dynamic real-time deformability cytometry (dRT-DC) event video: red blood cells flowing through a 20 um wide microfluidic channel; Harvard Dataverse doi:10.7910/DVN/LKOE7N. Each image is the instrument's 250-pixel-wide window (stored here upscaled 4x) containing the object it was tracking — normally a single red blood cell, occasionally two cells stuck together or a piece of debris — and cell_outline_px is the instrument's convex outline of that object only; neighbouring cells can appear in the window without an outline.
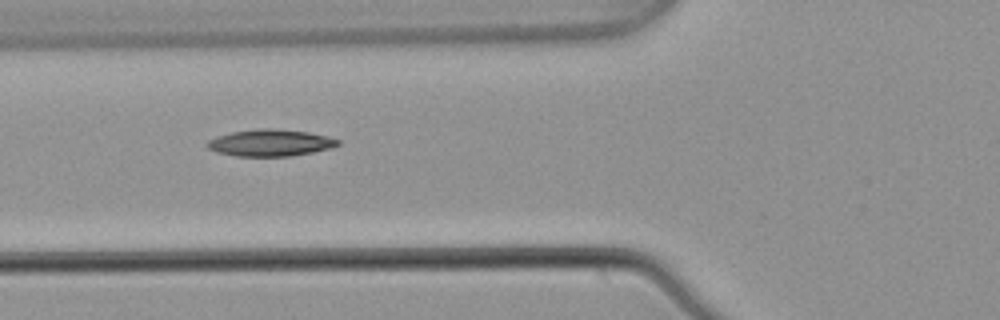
{"species": "common noctule bat (a hibernating species)", "species_latin": "Nyctalus noctula", "temperature_condition": "warm", "stored_images_in_passage": 5, "camera_frame_rate_fps": 3000, "um_per_image_px": 0.085, "animal": {"sex": "male", "body_mass_g": 21.5, "forearm_length_mm": 52.0}, "frame": {"image": 1, "passage_image": 5, "time_ms": 1.333, "image_size_px": [1000, 320], "cell_outline_px": [[340, 144], [328, 148], [312, 152], [292, 156], [236, 156], [216, 152], [208, 148], [204, 144], [208, 140], [216, 136], [232, 132], [256, 128], [272, 128], [308, 132], [328, 136], [340, 140]], "centroid_in_image_um": [22.94, 12.13], "position_along_channel_um": 102.9, "area_um2": 20.46}}